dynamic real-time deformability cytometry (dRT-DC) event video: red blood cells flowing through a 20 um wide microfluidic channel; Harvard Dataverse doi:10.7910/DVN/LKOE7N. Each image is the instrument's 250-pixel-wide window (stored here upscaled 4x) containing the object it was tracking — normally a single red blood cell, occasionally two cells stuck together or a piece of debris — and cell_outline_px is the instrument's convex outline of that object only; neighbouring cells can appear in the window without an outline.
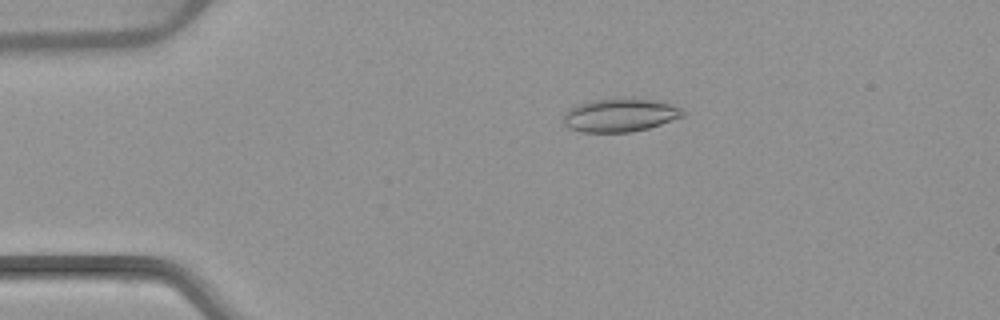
{"species": "common noctule bat (a hibernating species)", "species_latin": "Nyctalus noctula", "temperature_condition": "warm", "stored_images_in_passage": 4, "camera_frame_rate_fps": 3000, "um_per_image_px": 0.085, "animal": {"sex": "female", "body_mass_g": 22.7, "forearm_length_mm": 54.2}, "frame": {"image": 1, "passage_image": 3, "time_ms": 3.0, "image_size_px": [1000, 320], "cell_outline_px": [[684, 116], [648, 128], [632, 132], [580, 132], [568, 128], [564, 124], [564, 116], [568, 108], [588, 100], [632, 96], [672, 104], [680, 108], [684, 112]], "centroid_in_image_um": [52.67, 9.76], "position_along_channel_um": 32.3, "area_um2": 23.64}}